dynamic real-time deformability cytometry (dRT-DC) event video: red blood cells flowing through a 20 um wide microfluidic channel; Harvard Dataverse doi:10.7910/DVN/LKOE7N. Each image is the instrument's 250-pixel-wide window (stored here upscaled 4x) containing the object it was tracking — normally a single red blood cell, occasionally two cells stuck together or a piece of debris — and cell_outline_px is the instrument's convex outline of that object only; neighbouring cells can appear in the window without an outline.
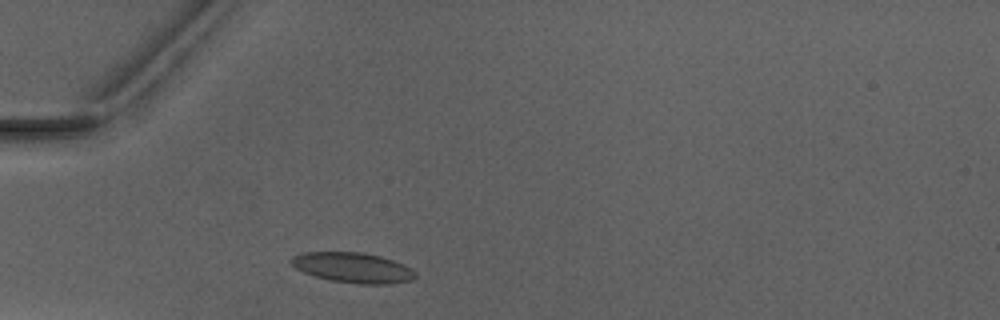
{"species": "Egyptian fruit bat (a non-hibernating species)", "species_latin": "Rousettus aegyptiacus", "temperature_condition": "warm", "stored_images_in_passage": 1, "camera_frame_rate_fps": 3000, "um_per_image_px": 0.085, "animal": {"sex": "male"}, "frame": {"image": 1, "passage_image": 1, "time_ms": 0.0, "image_size_px": [1000, 320], "cell_outline_px": [[416, 276], [412, 280], [388, 284], [356, 284], [328, 280], [304, 272], [296, 268], [288, 260], [292, 256], [304, 252], [360, 252], [380, 256], [392, 260], [412, 268], [416, 272]], "centroid_in_image_um": [29.99, 22.75], "position_along_channel_um": 55.0, "area_um2": 21.91}}